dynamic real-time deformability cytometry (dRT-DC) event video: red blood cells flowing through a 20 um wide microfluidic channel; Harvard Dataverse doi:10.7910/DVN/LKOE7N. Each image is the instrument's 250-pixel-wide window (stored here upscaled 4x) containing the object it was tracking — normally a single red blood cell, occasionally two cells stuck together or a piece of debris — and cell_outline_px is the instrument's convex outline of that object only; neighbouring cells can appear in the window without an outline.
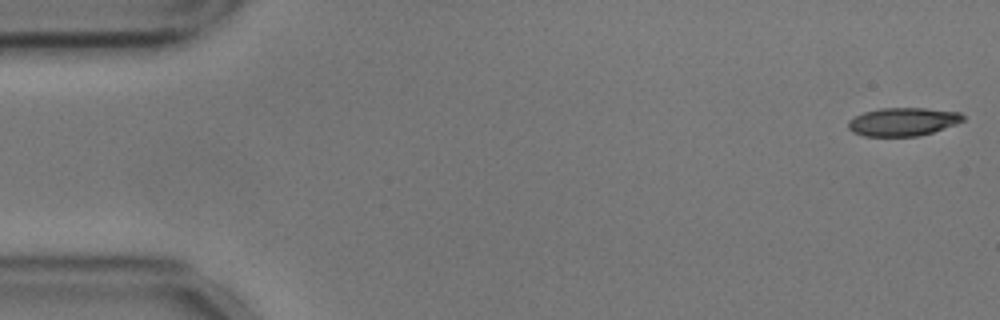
{"species": "common noctule bat (a hibernating species)", "species_latin": "Nyctalus noctula", "temperature_condition": "cold", "stored_images_in_passage": 9, "camera_frame_rate_fps": 3000, "um_per_image_px": 0.085, "animal": {"sex": "male", "body_mass_g": 17.9, "forearm_length_mm": 54.2}, "frame": {"image": 1, "passage_image": 1, "time_ms": 0.0, "image_size_px": [1000, 320], "cell_outline_px": [[964, 120], [956, 124], [932, 132], [916, 136], [864, 136], [852, 132], [848, 128], [848, 120], [864, 112], [880, 108], [924, 108], [960, 112], [964, 116]], "centroid_in_image_um": [76.73, 10.34], "position_along_channel_um": 8.3, "area_um2": 18.84}}